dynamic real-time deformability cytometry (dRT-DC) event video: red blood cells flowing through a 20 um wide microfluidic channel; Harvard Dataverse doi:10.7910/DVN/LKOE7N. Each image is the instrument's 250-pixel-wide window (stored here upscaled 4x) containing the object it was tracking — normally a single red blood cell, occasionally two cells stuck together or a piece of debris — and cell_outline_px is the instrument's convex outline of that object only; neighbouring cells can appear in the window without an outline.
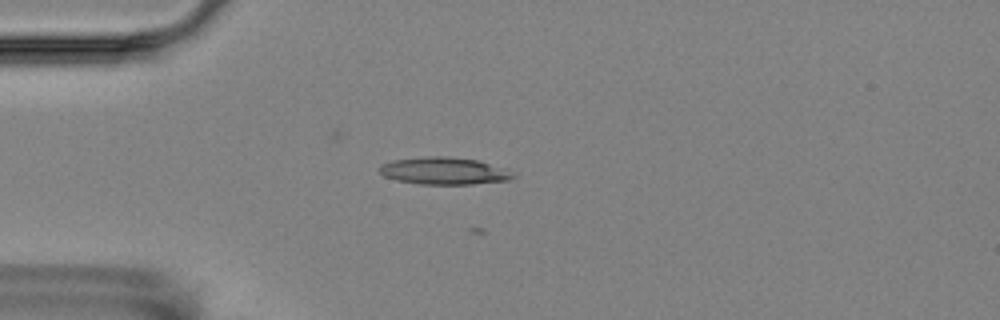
{"species": "Egyptian fruit bat (a non-hibernating species)", "species_latin": "Rousettus aegyptiacus", "temperature_condition": "room temperature", "stored_images_in_passage": 7, "camera_frame_rate_fps": 3000, "um_per_image_px": 0.085, "animal": {"sex": "female"}, "frame": {"image": 1, "passage_image": 4, "time_ms": 3.333, "image_size_px": [1000, 320], "cell_outline_px": [[516, 176], [508, 180], [472, 184], [420, 184], [396, 180], [384, 176], [380, 172], [380, 164], [392, 160], [424, 156], [448, 156], [480, 160], [508, 168]], "centroid_in_image_um": [37.78, 14.51], "position_along_channel_um": 47.2, "area_um2": 21.5}}